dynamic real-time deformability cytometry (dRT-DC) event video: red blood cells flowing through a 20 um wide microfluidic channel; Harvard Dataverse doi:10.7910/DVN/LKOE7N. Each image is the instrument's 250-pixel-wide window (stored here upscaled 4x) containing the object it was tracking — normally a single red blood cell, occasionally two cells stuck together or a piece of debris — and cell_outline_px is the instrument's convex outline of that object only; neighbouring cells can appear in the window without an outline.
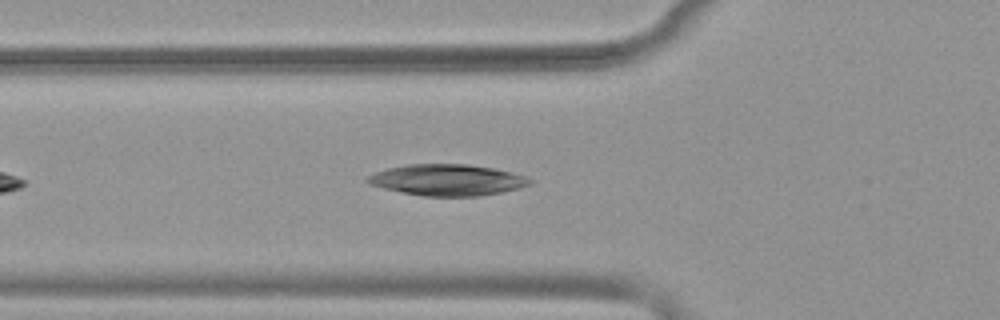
{"species": "common noctule bat (a hibernating species)", "species_latin": "Nyctalus noctula", "temperature_condition": "warm", "stored_images_in_passage": 34, "camera_frame_rate_fps": 3000, "um_per_image_px": 0.085, "animal": {"sex": "female", "body_mass_g": 19.9}, "frame": {"image": 1, "passage_image": 4, "time_ms": 1.0, "image_size_px": [1000, 320], "cell_outline_px": [[532, 184], [520, 188], [500, 192], [476, 196], [424, 196], [384, 188], [368, 184], [364, 180], [368, 176], [376, 172], [388, 168], [408, 164], [468, 164], [492, 168], [524, 176], [532, 180]], "centroid_in_image_um": [38.0, 15.29], "position_along_channel_um": 87.8, "area_um2": 29.25}}
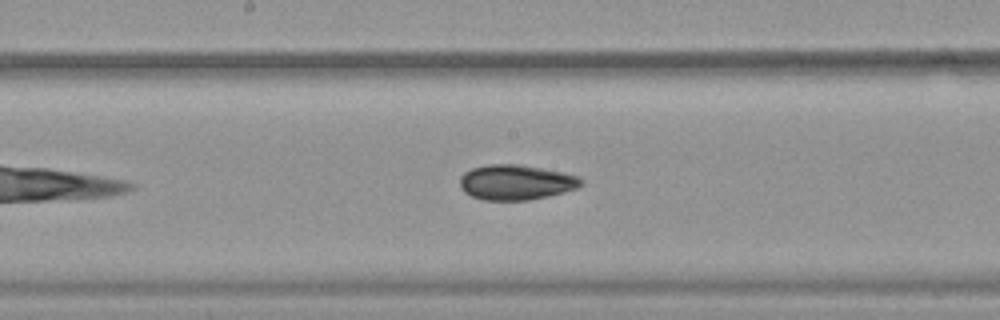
{"frame": {"image": 2, "passage_image": 13, "time_ms": 4.0, "image_size_px": [1000, 320], "cell_outline_px": [[584, 184], [576, 188], [564, 192], [548, 196], [528, 200], [484, 200], [472, 196], [464, 192], [460, 188], [460, 176], [464, 172], [472, 168], [488, 164], [520, 164], [580, 176], [584, 180]], "centroid_in_image_um": [43.85, 15.49], "position_along_channel_um": 204.3, "area_um2": 24.91}}
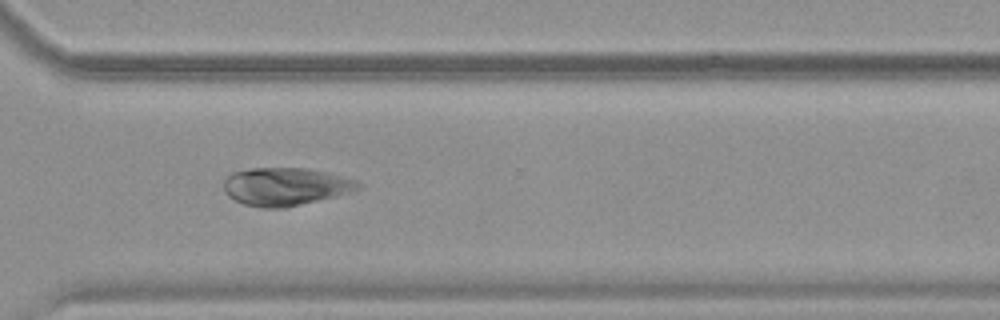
{"frame": {"image": 3, "passage_image": 24, "time_ms": 7.667, "image_size_px": [1000, 320], "cell_outline_px": [[364, 184], [360, 188], [336, 196], [284, 208], [264, 208], [244, 204], [228, 196], [224, 192], [224, 180], [232, 172], [252, 168], [304, 168], [324, 172], [356, 180]], "centroid_in_image_um": [24.24, 15.86], "position_along_channel_um": 346.4, "area_um2": 29.48}, "authors_computed_cell_mechanics": {"area_um2": 27.2816, "velocity_mm_per_s": 3.8759, "shape_relaxation_time_tau1_ms": 3.6137, "shape_relaxation_time_tau2_ms": 3.0592, "deformation_change_tau1": 0.1654, "deformation_change_tau2": 0.0942}}